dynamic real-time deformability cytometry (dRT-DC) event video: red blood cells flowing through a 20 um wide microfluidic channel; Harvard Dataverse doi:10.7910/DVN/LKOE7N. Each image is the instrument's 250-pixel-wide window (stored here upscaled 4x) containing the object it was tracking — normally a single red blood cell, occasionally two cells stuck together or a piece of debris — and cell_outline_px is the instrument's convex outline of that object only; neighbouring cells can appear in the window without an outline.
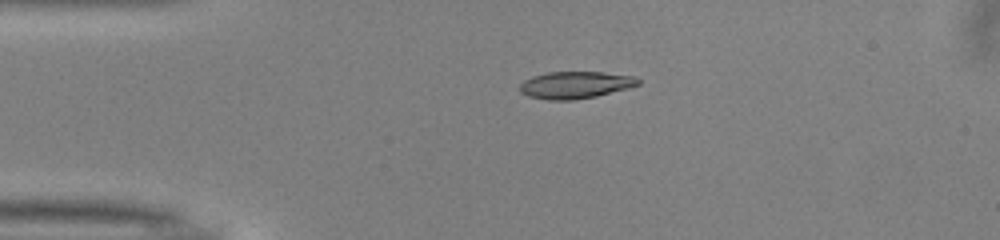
{"species": "common noctule bat (a hibernating species)", "species_latin": "Nyctalus noctula", "temperature_condition": "warm", "stored_images_in_passage": 34, "camera_frame_rate_fps": 3000, "um_per_image_px": 0.085, "animal": {"sex": "male", "body_mass_g": 13.0, "forearm_length_mm": 53.1}, "frame": {"image": 1, "passage_image": 1, "time_ms": 0.0, "image_size_px": [1000, 240], "cell_outline_px": [[640, 84], [628, 88], [596, 96], [572, 100], [548, 100], [528, 96], [520, 92], [520, 84], [524, 80], [532, 76], [548, 72], [604, 72], [636, 76], [640, 80]], "centroid_in_image_um": [48.91, 7.21], "position_along_channel_um": 36.1, "area_um2": 18.73}}
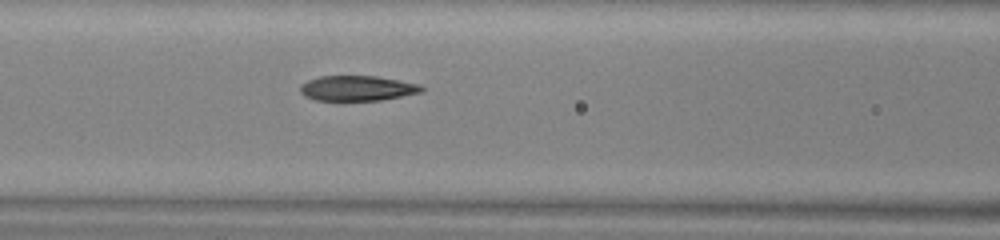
{"frame": {"image": 2, "passage_image": 11, "time_ms": 3.333, "image_size_px": [1000, 240], "cell_outline_px": [[424, 88], [420, 92], [380, 100], [316, 100], [304, 96], [300, 92], [300, 84], [308, 80], [320, 76], [376, 76], [420, 84]], "centroid_in_image_um": [30.32, 7.49], "position_along_channel_um": 136.3, "area_um2": 17.63}}
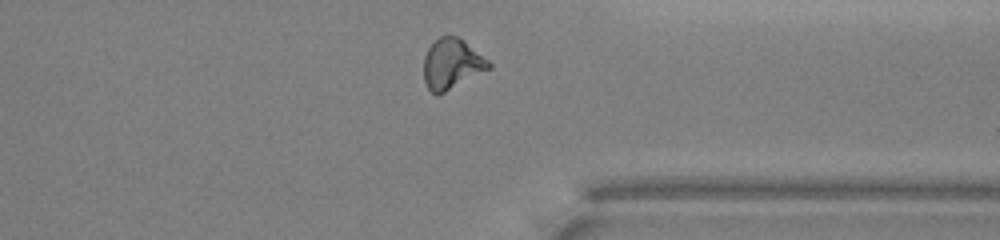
{"frame": {"image": 3, "passage_image": 29, "time_ms": 9.333, "image_size_px": [1000, 240], "cell_outline_px": [[492, 68], [440, 96], [436, 96], [428, 88], [424, 80], [424, 56], [428, 48], [440, 36], [448, 32], [464, 40], [488, 60], [492, 64]], "centroid_in_image_um": [38.41, 5.45], "position_along_channel_um": 373.0, "area_um2": 19.59}, "authors_computed_cell_mechanics": {"area_um2": 18.7272, "velocity_mm_per_s": 4.0186, "shape_relaxation_time_tau1_ms": 5.9755, "shape_relaxation_time_tau2_ms": 1.95, "deformation_change_tau1": 0.1948, "deformation_change_tau2": 0.0859}}